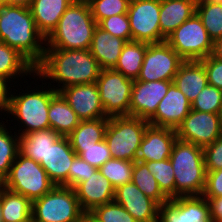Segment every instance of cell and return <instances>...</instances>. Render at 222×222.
<instances>
[{"label":"cell","mask_w":222,"mask_h":222,"mask_svg":"<svg viewBox=\"0 0 222 222\" xmlns=\"http://www.w3.org/2000/svg\"><path fill=\"white\" fill-rule=\"evenodd\" d=\"M100 72L99 63L89 50L46 48L43 60L35 67L40 78L52 80L45 83L56 92L72 85L96 83Z\"/></svg>","instance_id":"6da1fadb"},{"label":"cell","mask_w":222,"mask_h":222,"mask_svg":"<svg viewBox=\"0 0 222 222\" xmlns=\"http://www.w3.org/2000/svg\"><path fill=\"white\" fill-rule=\"evenodd\" d=\"M0 41L16 49L34 67L43 60L46 38L38 31L29 7H0Z\"/></svg>","instance_id":"7a4b0ae2"},{"label":"cell","mask_w":222,"mask_h":222,"mask_svg":"<svg viewBox=\"0 0 222 222\" xmlns=\"http://www.w3.org/2000/svg\"><path fill=\"white\" fill-rule=\"evenodd\" d=\"M33 77H31V79L35 80L37 77L36 79L38 80L39 78L42 81V86L41 84L37 86L36 83V88L35 86L31 88L32 86L30 85L26 87L27 89L25 88V91L18 88V90H22L23 92L22 93L19 91V94L16 93L18 90L13 88L14 93L10 91L9 94V109L7 118L11 114V117L14 118V122H18H16V124H19V127L16 124L11 127L16 129V133L18 131L17 134L19 136L26 135L29 132L50 128L48 110L51 98L57 92L49 85L46 86L47 83H43L45 80L41 79L36 73L33 74ZM17 127L19 129H17Z\"/></svg>","instance_id":"3957f363"},{"label":"cell","mask_w":222,"mask_h":222,"mask_svg":"<svg viewBox=\"0 0 222 222\" xmlns=\"http://www.w3.org/2000/svg\"><path fill=\"white\" fill-rule=\"evenodd\" d=\"M97 26L86 0H75L46 38V48L89 50Z\"/></svg>","instance_id":"277c9868"},{"label":"cell","mask_w":222,"mask_h":222,"mask_svg":"<svg viewBox=\"0 0 222 222\" xmlns=\"http://www.w3.org/2000/svg\"><path fill=\"white\" fill-rule=\"evenodd\" d=\"M169 159L175 178V198L203 195L206 185L203 148L177 138Z\"/></svg>","instance_id":"5b68a950"},{"label":"cell","mask_w":222,"mask_h":222,"mask_svg":"<svg viewBox=\"0 0 222 222\" xmlns=\"http://www.w3.org/2000/svg\"><path fill=\"white\" fill-rule=\"evenodd\" d=\"M149 122L133 116L109 117L105 132L112 158L135 162Z\"/></svg>","instance_id":"8992f818"},{"label":"cell","mask_w":222,"mask_h":222,"mask_svg":"<svg viewBox=\"0 0 222 222\" xmlns=\"http://www.w3.org/2000/svg\"><path fill=\"white\" fill-rule=\"evenodd\" d=\"M83 214L75 189L62 185L32 202L33 222H81Z\"/></svg>","instance_id":"52a82bcc"},{"label":"cell","mask_w":222,"mask_h":222,"mask_svg":"<svg viewBox=\"0 0 222 222\" xmlns=\"http://www.w3.org/2000/svg\"><path fill=\"white\" fill-rule=\"evenodd\" d=\"M1 185L12 192L25 196L31 202L41 198L55 186L39 163L25 157L20 152Z\"/></svg>","instance_id":"ba28073f"},{"label":"cell","mask_w":222,"mask_h":222,"mask_svg":"<svg viewBox=\"0 0 222 222\" xmlns=\"http://www.w3.org/2000/svg\"><path fill=\"white\" fill-rule=\"evenodd\" d=\"M184 60L199 61L213 53V41L195 12L165 40Z\"/></svg>","instance_id":"9c48e42d"},{"label":"cell","mask_w":222,"mask_h":222,"mask_svg":"<svg viewBox=\"0 0 222 222\" xmlns=\"http://www.w3.org/2000/svg\"><path fill=\"white\" fill-rule=\"evenodd\" d=\"M133 83L113 69H101L96 84L107 117L129 116Z\"/></svg>","instance_id":"30bf717a"},{"label":"cell","mask_w":222,"mask_h":222,"mask_svg":"<svg viewBox=\"0 0 222 222\" xmlns=\"http://www.w3.org/2000/svg\"><path fill=\"white\" fill-rule=\"evenodd\" d=\"M184 60L166 42L148 44L138 81H173Z\"/></svg>","instance_id":"8fae6325"},{"label":"cell","mask_w":222,"mask_h":222,"mask_svg":"<svg viewBox=\"0 0 222 222\" xmlns=\"http://www.w3.org/2000/svg\"><path fill=\"white\" fill-rule=\"evenodd\" d=\"M127 15L132 41L161 43L160 0H130Z\"/></svg>","instance_id":"7c38bea8"},{"label":"cell","mask_w":222,"mask_h":222,"mask_svg":"<svg viewBox=\"0 0 222 222\" xmlns=\"http://www.w3.org/2000/svg\"><path fill=\"white\" fill-rule=\"evenodd\" d=\"M176 135L202 148L212 144L222 135L218 113L191 110L177 127Z\"/></svg>","instance_id":"4fadbf2b"},{"label":"cell","mask_w":222,"mask_h":222,"mask_svg":"<svg viewBox=\"0 0 222 222\" xmlns=\"http://www.w3.org/2000/svg\"><path fill=\"white\" fill-rule=\"evenodd\" d=\"M158 222H213L210 205L201 196H179L159 205Z\"/></svg>","instance_id":"5bb4252c"},{"label":"cell","mask_w":222,"mask_h":222,"mask_svg":"<svg viewBox=\"0 0 222 222\" xmlns=\"http://www.w3.org/2000/svg\"><path fill=\"white\" fill-rule=\"evenodd\" d=\"M173 81L134 80L129 107V116L149 120L156 112L158 104L168 92Z\"/></svg>","instance_id":"9a60e30c"},{"label":"cell","mask_w":222,"mask_h":222,"mask_svg":"<svg viewBox=\"0 0 222 222\" xmlns=\"http://www.w3.org/2000/svg\"><path fill=\"white\" fill-rule=\"evenodd\" d=\"M60 93L81 120L109 118L105 115L96 83L68 86Z\"/></svg>","instance_id":"2e32d148"},{"label":"cell","mask_w":222,"mask_h":222,"mask_svg":"<svg viewBox=\"0 0 222 222\" xmlns=\"http://www.w3.org/2000/svg\"><path fill=\"white\" fill-rule=\"evenodd\" d=\"M114 201L137 222H158L159 204L146 196L132 181L115 189Z\"/></svg>","instance_id":"e0dca14e"},{"label":"cell","mask_w":222,"mask_h":222,"mask_svg":"<svg viewBox=\"0 0 222 222\" xmlns=\"http://www.w3.org/2000/svg\"><path fill=\"white\" fill-rule=\"evenodd\" d=\"M192 110L191 102L172 83L168 92L158 104L155 114L148 120L150 125L177 129Z\"/></svg>","instance_id":"ac0fdd59"},{"label":"cell","mask_w":222,"mask_h":222,"mask_svg":"<svg viewBox=\"0 0 222 222\" xmlns=\"http://www.w3.org/2000/svg\"><path fill=\"white\" fill-rule=\"evenodd\" d=\"M177 140L176 130L148 125L139 146L137 160L140 162L163 161L170 158Z\"/></svg>","instance_id":"d6986e66"},{"label":"cell","mask_w":222,"mask_h":222,"mask_svg":"<svg viewBox=\"0 0 222 222\" xmlns=\"http://www.w3.org/2000/svg\"><path fill=\"white\" fill-rule=\"evenodd\" d=\"M68 136H61L46 153L40 165L55 185L69 187V168L76 157Z\"/></svg>","instance_id":"ffe728a7"},{"label":"cell","mask_w":222,"mask_h":222,"mask_svg":"<svg viewBox=\"0 0 222 222\" xmlns=\"http://www.w3.org/2000/svg\"><path fill=\"white\" fill-rule=\"evenodd\" d=\"M74 189L84 212H90L96 206L113 202L115 197V188L99 169Z\"/></svg>","instance_id":"44dd1931"},{"label":"cell","mask_w":222,"mask_h":222,"mask_svg":"<svg viewBox=\"0 0 222 222\" xmlns=\"http://www.w3.org/2000/svg\"><path fill=\"white\" fill-rule=\"evenodd\" d=\"M197 0H160L161 42L196 12Z\"/></svg>","instance_id":"7402d4cb"},{"label":"cell","mask_w":222,"mask_h":222,"mask_svg":"<svg viewBox=\"0 0 222 222\" xmlns=\"http://www.w3.org/2000/svg\"><path fill=\"white\" fill-rule=\"evenodd\" d=\"M126 43L125 39L114 37L97 25L89 51L101 69H113Z\"/></svg>","instance_id":"603a6c76"},{"label":"cell","mask_w":222,"mask_h":222,"mask_svg":"<svg viewBox=\"0 0 222 222\" xmlns=\"http://www.w3.org/2000/svg\"><path fill=\"white\" fill-rule=\"evenodd\" d=\"M75 0H32L30 11L38 31L47 38L56 28L58 21Z\"/></svg>","instance_id":"cb8c5ba5"},{"label":"cell","mask_w":222,"mask_h":222,"mask_svg":"<svg viewBox=\"0 0 222 222\" xmlns=\"http://www.w3.org/2000/svg\"><path fill=\"white\" fill-rule=\"evenodd\" d=\"M173 83L192 103L199 92L208 85L207 73L203 64L196 60L184 61L180 65Z\"/></svg>","instance_id":"d4e9b609"},{"label":"cell","mask_w":222,"mask_h":222,"mask_svg":"<svg viewBox=\"0 0 222 222\" xmlns=\"http://www.w3.org/2000/svg\"><path fill=\"white\" fill-rule=\"evenodd\" d=\"M34 73L35 67L23 55L16 49L0 41V78L9 82L10 85H13L12 82H15V80L14 84L17 83L18 85L19 80L23 78L24 83L27 82L26 84L28 85V81L27 79L25 81L24 77L25 75L26 77L29 75L33 76Z\"/></svg>","instance_id":"484cf974"},{"label":"cell","mask_w":222,"mask_h":222,"mask_svg":"<svg viewBox=\"0 0 222 222\" xmlns=\"http://www.w3.org/2000/svg\"><path fill=\"white\" fill-rule=\"evenodd\" d=\"M48 117L50 128L61 136H68L81 122L60 92L51 98Z\"/></svg>","instance_id":"4316f807"},{"label":"cell","mask_w":222,"mask_h":222,"mask_svg":"<svg viewBox=\"0 0 222 222\" xmlns=\"http://www.w3.org/2000/svg\"><path fill=\"white\" fill-rule=\"evenodd\" d=\"M61 137L51 128L19 136V152L37 163L45 160L48 149Z\"/></svg>","instance_id":"83f0119b"},{"label":"cell","mask_w":222,"mask_h":222,"mask_svg":"<svg viewBox=\"0 0 222 222\" xmlns=\"http://www.w3.org/2000/svg\"><path fill=\"white\" fill-rule=\"evenodd\" d=\"M0 202L3 222H33L32 202L0 184Z\"/></svg>","instance_id":"f1b7e54d"},{"label":"cell","mask_w":222,"mask_h":222,"mask_svg":"<svg viewBox=\"0 0 222 222\" xmlns=\"http://www.w3.org/2000/svg\"><path fill=\"white\" fill-rule=\"evenodd\" d=\"M148 44L138 41L127 42L113 70L122 73L129 79L137 80Z\"/></svg>","instance_id":"f546056e"},{"label":"cell","mask_w":222,"mask_h":222,"mask_svg":"<svg viewBox=\"0 0 222 222\" xmlns=\"http://www.w3.org/2000/svg\"><path fill=\"white\" fill-rule=\"evenodd\" d=\"M109 118L81 120L79 125L68 135L71 147H89L105 139Z\"/></svg>","instance_id":"4dcf8cb0"},{"label":"cell","mask_w":222,"mask_h":222,"mask_svg":"<svg viewBox=\"0 0 222 222\" xmlns=\"http://www.w3.org/2000/svg\"><path fill=\"white\" fill-rule=\"evenodd\" d=\"M4 122L0 120V184L8 176L12 163L19 153V135L15 131L13 135L14 129Z\"/></svg>","instance_id":"1f68e13d"},{"label":"cell","mask_w":222,"mask_h":222,"mask_svg":"<svg viewBox=\"0 0 222 222\" xmlns=\"http://www.w3.org/2000/svg\"><path fill=\"white\" fill-rule=\"evenodd\" d=\"M132 182L148 197L159 205L166 203L169 199L162 193L153 174L144 162L135 161L132 172Z\"/></svg>","instance_id":"d6a6232c"},{"label":"cell","mask_w":222,"mask_h":222,"mask_svg":"<svg viewBox=\"0 0 222 222\" xmlns=\"http://www.w3.org/2000/svg\"><path fill=\"white\" fill-rule=\"evenodd\" d=\"M196 13L213 42L222 37V4L204 3L202 0H197Z\"/></svg>","instance_id":"836d02e7"},{"label":"cell","mask_w":222,"mask_h":222,"mask_svg":"<svg viewBox=\"0 0 222 222\" xmlns=\"http://www.w3.org/2000/svg\"><path fill=\"white\" fill-rule=\"evenodd\" d=\"M133 165V161L111 158L99 168V171L116 189L132 181Z\"/></svg>","instance_id":"e575fe53"},{"label":"cell","mask_w":222,"mask_h":222,"mask_svg":"<svg viewBox=\"0 0 222 222\" xmlns=\"http://www.w3.org/2000/svg\"><path fill=\"white\" fill-rule=\"evenodd\" d=\"M149 171L157 180L160 190L168 198H175V178L170 159L145 162Z\"/></svg>","instance_id":"d590c367"},{"label":"cell","mask_w":222,"mask_h":222,"mask_svg":"<svg viewBox=\"0 0 222 222\" xmlns=\"http://www.w3.org/2000/svg\"><path fill=\"white\" fill-rule=\"evenodd\" d=\"M91 14L98 24L101 20L114 15L127 14L130 0H86Z\"/></svg>","instance_id":"8d00e7d4"},{"label":"cell","mask_w":222,"mask_h":222,"mask_svg":"<svg viewBox=\"0 0 222 222\" xmlns=\"http://www.w3.org/2000/svg\"><path fill=\"white\" fill-rule=\"evenodd\" d=\"M222 104V90L213 85H206L191 103L192 110L218 113Z\"/></svg>","instance_id":"74e56055"},{"label":"cell","mask_w":222,"mask_h":222,"mask_svg":"<svg viewBox=\"0 0 222 222\" xmlns=\"http://www.w3.org/2000/svg\"><path fill=\"white\" fill-rule=\"evenodd\" d=\"M72 149L76 155L80 156L84 161H87L97 169L112 158L105 139L89 147H72Z\"/></svg>","instance_id":"f35d334b"},{"label":"cell","mask_w":222,"mask_h":222,"mask_svg":"<svg viewBox=\"0 0 222 222\" xmlns=\"http://www.w3.org/2000/svg\"><path fill=\"white\" fill-rule=\"evenodd\" d=\"M90 213L101 222H137L129 212L115 201L96 206Z\"/></svg>","instance_id":"ab89813d"},{"label":"cell","mask_w":222,"mask_h":222,"mask_svg":"<svg viewBox=\"0 0 222 222\" xmlns=\"http://www.w3.org/2000/svg\"><path fill=\"white\" fill-rule=\"evenodd\" d=\"M97 25L114 37L125 39L127 42L132 41L130 21L127 14L110 16L101 20Z\"/></svg>","instance_id":"60d3db41"},{"label":"cell","mask_w":222,"mask_h":222,"mask_svg":"<svg viewBox=\"0 0 222 222\" xmlns=\"http://www.w3.org/2000/svg\"><path fill=\"white\" fill-rule=\"evenodd\" d=\"M98 169L84 161L80 156H76L69 168V187L75 188L79 183L86 181L91 173Z\"/></svg>","instance_id":"b9f144b4"},{"label":"cell","mask_w":222,"mask_h":222,"mask_svg":"<svg viewBox=\"0 0 222 222\" xmlns=\"http://www.w3.org/2000/svg\"><path fill=\"white\" fill-rule=\"evenodd\" d=\"M203 151L206 171L222 168V135L212 144L205 146Z\"/></svg>","instance_id":"7bdbcfd3"},{"label":"cell","mask_w":222,"mask_h":222,"mask_svg":"<svg viewBox=\"0 0 222 222\" xmlns=\"http://www.w3.org/2000/svg\"><path fill=\"white\" fill-rule=\"evenodd\" d=\"M207 73L208 84L222 90V61L212 54L199 60Z\"/></svg>","instance_id":"ee69618b"},{"label":"cell","mask_w":222,"mask_h":222,"mask_svg":"<svg viewBox=\"0 0 222 222\" xmlns=\"http://www.w3.org/2000/svg\"><path fill=\"white\" fill-rule=\"evenodd\" d=\"M202 196L206 199L222 197V168L206 171V185Z\"/></svg>","instance_id":"f6af8a7d"},{"label":"cell","mask_w":222,"mask_h":222,"mask_svg":"<svg viewBox=\"0 0 222 222\" xmlns=\"http://www.w3.org/2000/svg\"><path fill=\"white\" fill-rule=\"evenodd\" d=\"M9 84V85H8ZM17 85H10L9 82L6 80L0 78V115L2 117V113L4 117H6V114H8V109H9V94L10 90L12 91V87L15 88ZM6 112V113H5Z\"/></svg>","instance_id":"bcb514c9"},{"label":"cell","mask_w":222,"mask_h":222,"mask_svg":"<svg viewBox=\"0 0 222 222\" xmlns=\"http://www.w3.org/2000/svg\"><path fill=\"white\" fill-rule=\"evenodd\" d=\"M213 222H222V197L207 199Z\"/></svg>","instance_id":"7dc6e473"},{"label":"cell","mask_w":222,"mask_h":222,"mask_svg":"<svg viewBox=\"0 0 222 222\" xmlns=\"http://www.w3.org/2000/svg\"><path fill=\"white\" fill-rule=\"evenodd\" d=\"M212 55L219 59L220 61H222V37L217 39L214 43H213V53Z\"/></svg>","instance_id":"c3c4849f"},{"label":"cell","mask_w":222,"mask_h":222,"mask_svg":"<svg viewBox=\"0 0 222 222\" xmlns=\"http://www.w3.org/2000/svg\"><path fill=\"white\" fill-rule=\"evenodd\" d=\"M32 0H5L6 4L29 7Z\"/></svg>","instance_id":"681fc988"},{"label":"cell","mask_w":222,"mask_h":222,"mask_svg":"<svg viewBox=\"0 0 222 222\" xmlns=\"http://www.w3.org/2000/svg\"><path fill=\"white\" fill-rule=\"evenodd\" d=\"M81 222H101L96 219L90 212H84Z\"/></svg>","instance_id":"f907efd6"},{"label":"cell","mask_w":222,"mask_h":222,"mask_svg":"<svg viewBox=\"0 0 222 222\" xmlns=\"http://www.w3.org/2000/svg\"><path fill=\"white\" fill-rule=\"evenodd\" d=\"M218 116H219L220 130H221V133H222V104L220 105Z\"/></svg>","instance_id":"816d5d0a"},{"label":"cell","mask_w":222,"mask_h":222,"mask_svg":"<svg viewBox=\"0 0 222 222\" xmlns=\"http://www.w3.org/2000/svg\"><path fill=\"white\" fill-rule=\"evenodd\" d=\"M204 3L222 4V0H202Z\"/></svg>","instance_id":"f5cc1de1"},{"label":"cell","mask_w":222,"mask_h":222,"mask_svg":"<svg viewBox=\"0 0 222 222\" xmlns=\"http://www.w3.org/2000/svg\"><path fill=\"white\" fill-rule=\"evenodd\" d=\"M0 222H3V218H2V209H1V202H0Z\"/></svg>","instance_id":"db71d44e"},{"label":"cell","mask_w":222,"mask_h":222,"mask_svg":"<svg viewBox=\"0 0 222 222\" xmlns=\"http://www.w3.org/2000/svg\"><path fill=\"white\" fill-rule=\"evenodd\" d=\"M4 4H6V3H5V0H0V7H1L2 5H4Z\"/></svg>","instance_id":"11a10c76"}]
</instances>
